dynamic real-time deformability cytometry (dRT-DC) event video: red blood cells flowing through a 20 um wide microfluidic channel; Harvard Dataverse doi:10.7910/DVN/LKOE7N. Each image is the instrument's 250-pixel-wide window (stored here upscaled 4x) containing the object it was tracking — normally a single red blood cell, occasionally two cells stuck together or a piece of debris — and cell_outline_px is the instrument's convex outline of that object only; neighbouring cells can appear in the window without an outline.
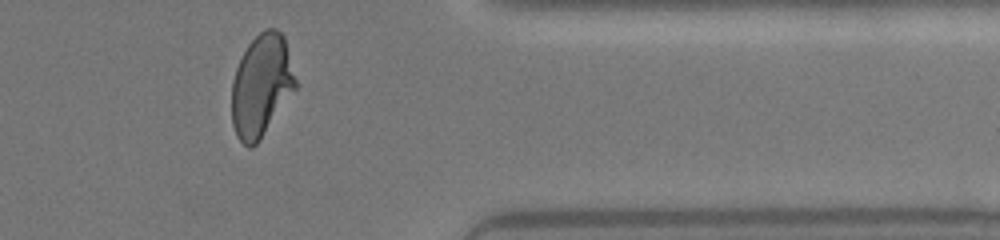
{"species": "human", "species_latin": "Homo sapiens", "temperature_condition": "warm", "stored_images_in_passage": 31, "camera_frame_rate_fps": 3000, "um_per_image_px": 0.085, "donor": {"sex": "female"}, "frame": {"image": 1, "passage_image": 27, "time_ms": 8.667, "image_size_px": [1000, 240], "cell_outline_px": [[296, 88], [260, 140], [252, 148], [248, 148], [236, 136], [232, 124], [232, 80], [236, 68], [248, 44], [264, 28], [276, 28], [284, 36], [296, 80]], "centroid_in_image_um": [22.2, 7.28], "position_along_channel_um": 389.2, "area_um2": 37.86}}